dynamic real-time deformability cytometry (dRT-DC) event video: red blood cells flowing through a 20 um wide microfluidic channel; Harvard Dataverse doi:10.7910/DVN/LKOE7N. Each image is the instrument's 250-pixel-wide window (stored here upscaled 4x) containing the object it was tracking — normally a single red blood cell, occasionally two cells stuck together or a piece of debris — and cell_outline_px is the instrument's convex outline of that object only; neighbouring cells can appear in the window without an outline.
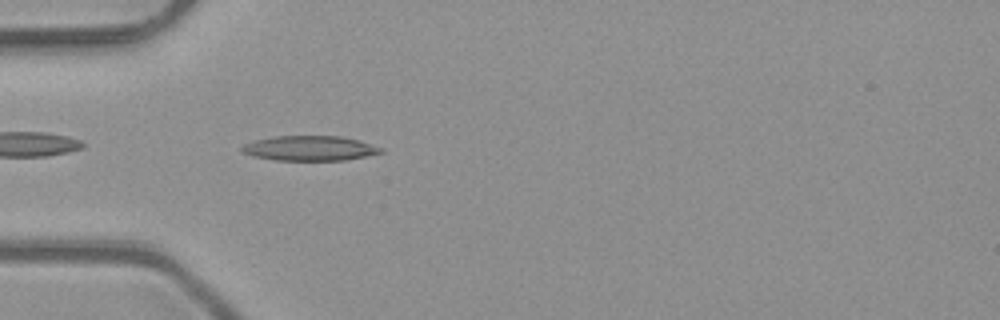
{"species": "common noctule bat (a hibernating species)", "species_latin": "Nyctalus noctula", "temperature_condition": "room temperature", "stored_images_in_passage": 36, "camera_frame_rate_fps": 3000, "um_per_image_px": 0.085, "animal": {"sex": "male", "body_mass_g": 23.1, "forearm_length_mm": 52.7}, "frame": {"image": 1, "passage_image": 1, "time_ms": 0.0, "image_size_px": [1000, 320], "cell_outline_px": [[384, 152], [344, 160], [276, 160], [252, 156], [240, 152], [240, 148], [244, 144], [252, 140], [276, 136], [340, 136], [356, 140], [384, 148]], "centroid_in_image_um": [26.26, 12.6], "position_along_channel_um": 58.7, "area_um2": 20.11}}
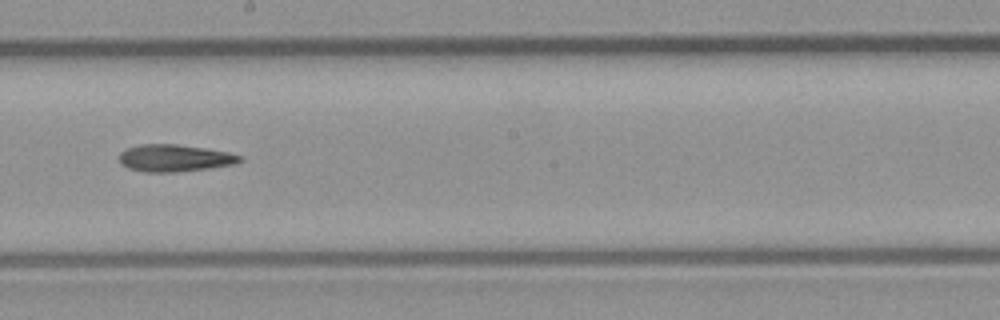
{"frame": {"image": 2, "passage_image": 14, "time_ms": 4.333, "image_size_px": [1000, 320], "cell_outline_px": [[244, 160], [236, 164], [208, 168], [176, 172], [144, 172], [128, 168], [120, 164], [120, 152], [128, 148], [140, 144], [176, 144], [204, 148], [228, 152], [240, 156]], "centroid_in_image_um": [14.83, 13.44], "position_along_channel_um": 233.4, "area_um2": 19.02}}
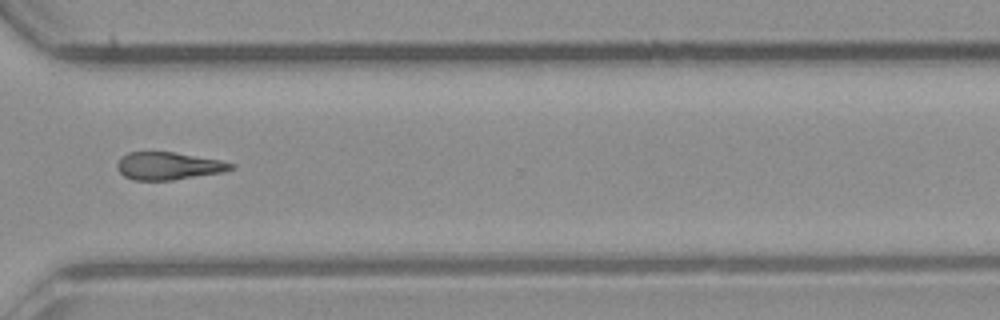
{"frame": {"image": 3, "passage_image": 23, "time_ms": 7.333, "image_size_px": [1000, 320], "cell_outline_px": [[236, 168], [224, 172], [172, 180], [132, 180], [124, 176], [116, 168], [116, 164], [128, 152], [172, 152], [220, 160], [236, 164]], "centroid_in_image_um": [14.35, 14.11], "position_along_channel_um": 356.3, "area_um2": 18.26}}